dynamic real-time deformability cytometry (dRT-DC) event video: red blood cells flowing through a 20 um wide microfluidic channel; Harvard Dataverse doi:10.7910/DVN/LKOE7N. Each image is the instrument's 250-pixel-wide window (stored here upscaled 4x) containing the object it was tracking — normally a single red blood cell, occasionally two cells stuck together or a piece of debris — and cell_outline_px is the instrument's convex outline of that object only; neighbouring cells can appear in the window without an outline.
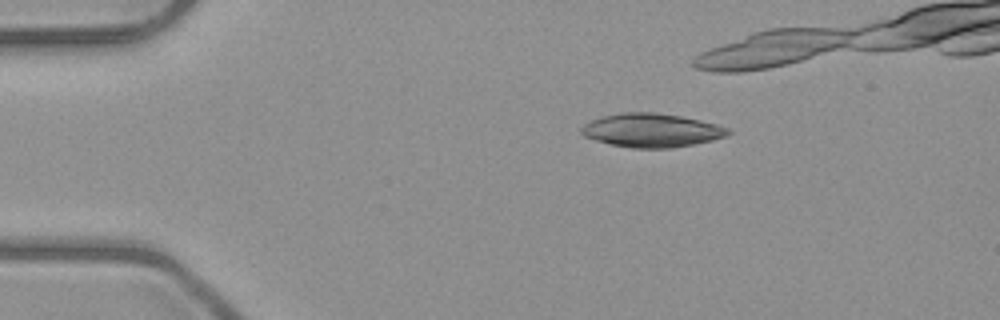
{"species": "common noctule bat (a hibernating species)", "species_latin": "Nyctalus noctula", "temperature_condition": "room temperature", "stored_images_in_passage": 4, "camera_frame_rate_fps": 3000, "um_per_image_px": 0.085, "animal": {"sex": "male", "body_mass_g": 23.1, "forearm_length_mm": 52.7}, "frame": {"image": 1, "passage_image": 2, "time_ms": 1.0, "image_size_px": [1000, 320], "cell_outline_px": [[732, 132], [728, 136], [712, 140], [692, 144], [668, 148], [632, 148], [612, 144], [596, 140], [584, 136], [580, 132], [580, 128], [584, 124], [592, 120], [604, 116], [620, 112], [656, 112], [680, 116], [700, 120], [716, 124], [728, 128]], "centroid_in_image_um": [55.39, 11.07], "position_along_channel_um": 29.6, "area_um2": 28.67}}